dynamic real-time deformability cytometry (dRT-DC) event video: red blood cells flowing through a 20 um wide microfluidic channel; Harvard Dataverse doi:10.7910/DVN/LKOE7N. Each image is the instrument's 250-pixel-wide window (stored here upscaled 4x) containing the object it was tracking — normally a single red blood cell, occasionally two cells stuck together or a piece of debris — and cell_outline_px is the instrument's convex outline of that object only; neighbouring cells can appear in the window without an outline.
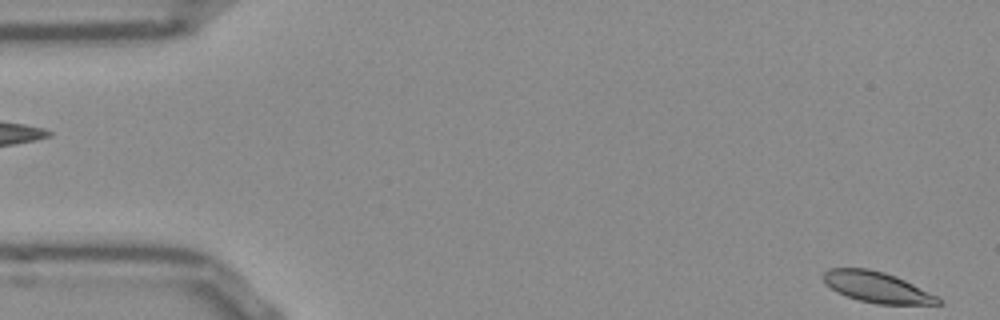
{"species": "Egyptian fruit bat (a non-hibernating species)", "species_latin": "Rousettus aegyptiacus", "temperature_condition": "room temperature", "stored_images_in_passage": 52, "camera_frame_rate_fps": 3000, "um_per_image_px": 0.085, "frame": {"image": 1, "passage_image": 1, "time_ms": 0.0, "image_size_px": [1000, 320], "cell_outline_px": [[944, 304], [876, 304], [860, 300], [836, 292], [820, 276], [828, 268], [868, 268], [884, 272], [896, 276], [936, 296]], "centroid_in_image_um": [74.5, 24.4], "position_along_channel_um": 10.5, "area_um2": 20.29}}
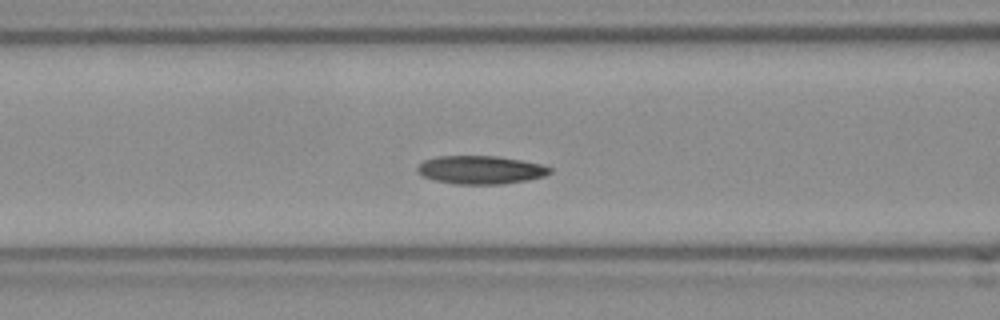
{"frame": {"image": 2, "passage_image": 20, "time_ms": 6.333, "image_size_px": [1000, 320], "cell_outline_px": [[552, 172], [544, 176], [528, 180], [504, 184], [456, 184], [436, 180], [424, 176], [416, 172], [416, 168], [424, 160], [436, 156], [496, 156], [520, 160], [540, 164], [552, 168]], "centroid_in_image_um": [40.85, 14.44], "position_along_channel_um": 125.7, "area_um2": 21.79}}
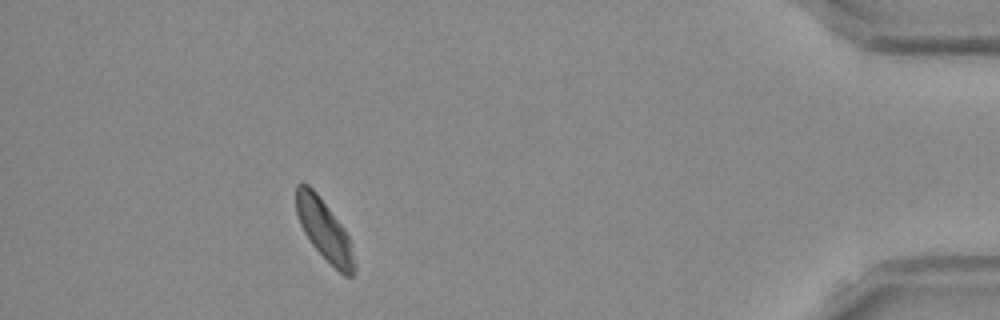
{"frame": {"image": 3, "passage_image": 47, "time_ms": 15.333, "image_size_px": [1000, 320], "cell_outline_px": [[356, 272], [352, 276], [344, 276], [312, 244], [304, 232], [300, 224], [296, 212], [296, 184], [308, 184], [316, 192], [344, 228], [352, 244], [356, 264]], "centroid_in_image_um": [27.59, 19.56], "position_along_channel_um": 407.6, "area_um2": 20.35}, "authors_computed_cell_mechanics": {"area_um2": 21.2415, "velocity_mm_per_s": 3.7803, "shape_relaxation_time_tau1_ms": 2.3657, "shape_relaxation_time_tau2_ms": 5.6143, "deformation_change_tau1": 0.1137, "deformation_change_tau2": 0.1043}}